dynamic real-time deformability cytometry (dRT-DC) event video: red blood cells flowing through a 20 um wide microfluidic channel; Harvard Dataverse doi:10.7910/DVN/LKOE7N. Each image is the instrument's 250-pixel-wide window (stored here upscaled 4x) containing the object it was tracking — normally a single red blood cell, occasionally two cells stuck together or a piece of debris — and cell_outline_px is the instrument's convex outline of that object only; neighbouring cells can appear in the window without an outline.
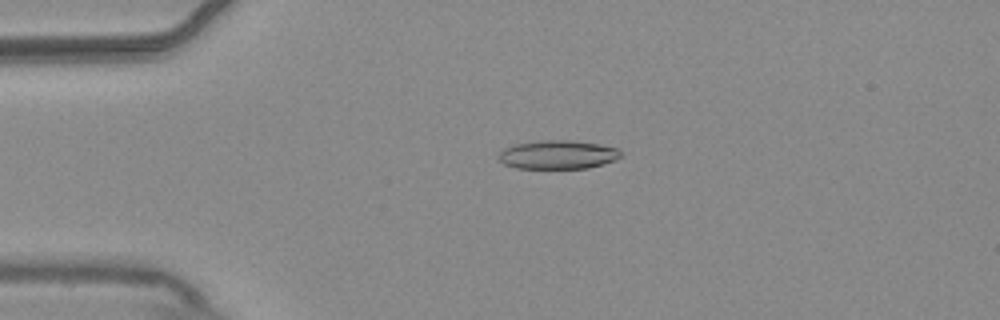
{"species": "common noctule bat (a hibernating species)", "species_latin": "Nyctalus noctula", "temperature_condition": "warm", "stored_images_in_passage": 55, "camera_frame_rate_fps": 3000, "um_per_image_px": 0.085, "animal": {"sex": "male", "body_mass_g": 20.4}, "frame": {"image": 1, "passage_image": 13, "time_ms": 4.0, "image_size_px": [1000, 320], "cell_outline_px": [[624, 156], [604, 164], [588, 168], [516, 168], [504, 164], [496, 156], [504, 148], [516, 144], [540, 140], [572, 140], [600, 144], [616, 148]], "centroid_in_image_um": [47.42, 13.14], "position_along_channel_um": 37.6, "area_um2": 20.52}}
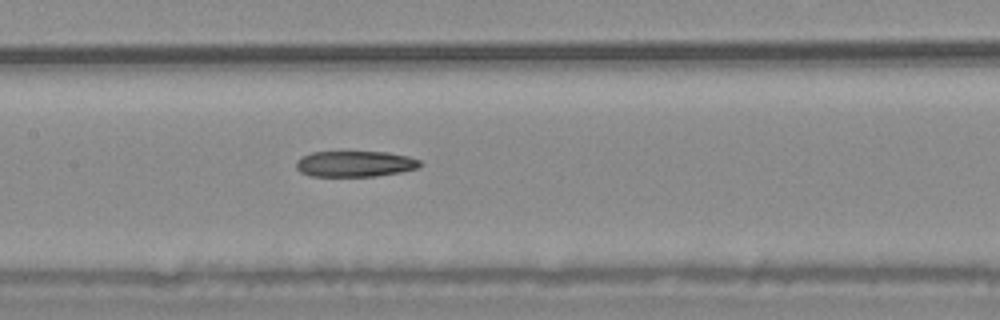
{"frame": {"image": 2, "passage_image": 27, "time_ms": 8.667, "image_size_px": [1000, 320], "cell_outline_px": [[420, 164], [416, 168], [400, 172], [376, 176], [308, 176], [300, 172], [296, 168], [296, 160], [300, 156], [312, 152], [388, 152], [408, 156], [420, 160]], "centroid_in_image_um": [30.11, 13.92], "position_along_channel_um": 177.3, "area_um2": 18.73}}
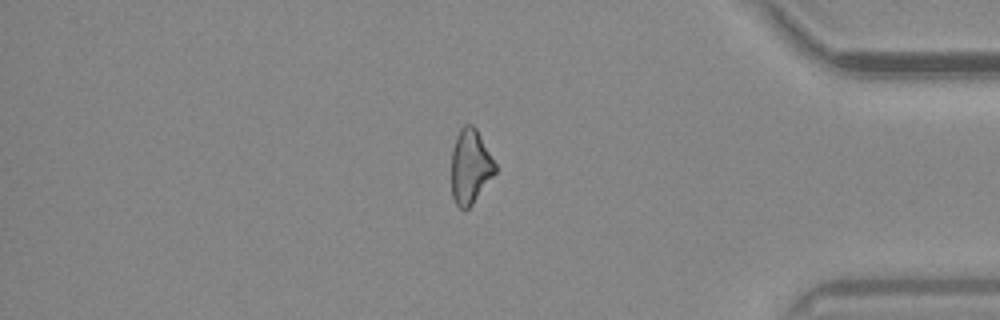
{"frame": {"image": 3, "passage_image": 47, "time_ms": 15.333, "image_size_px": [1000, 320], "cell_outline_px": [[496, 172], [472, 204], [464, 212], [456, 204], [452, 196], [452, 148], [456, 136], [460, 128], [464, 124], [472, 124], [476, 128], [496, 164]], "centroid_in_image_um": [39.96, 14.15], "position_along_channel_um": 395.2, "area_um2": 18.96}}